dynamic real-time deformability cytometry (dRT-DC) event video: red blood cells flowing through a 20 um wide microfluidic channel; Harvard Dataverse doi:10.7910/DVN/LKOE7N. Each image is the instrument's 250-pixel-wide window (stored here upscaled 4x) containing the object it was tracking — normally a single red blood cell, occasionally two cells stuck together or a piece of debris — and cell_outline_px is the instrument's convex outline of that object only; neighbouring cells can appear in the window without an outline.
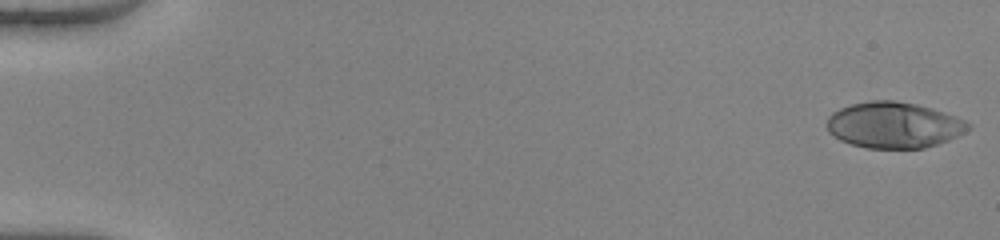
{"species": "human", "species_latin": "Homo sapiens", "temperature_condition": "warm", "stored_images_in_passage": 51, "camera_frame_rate_fps": 3000, "um_per_image_px": 0.085, "donor": {"sex": "female"}, "frame": {"image": 1, "passage_image": 1, "time_ms": 0.0, "image_size_px": [1000, 240], "cell_outline_px": [[972, 128], [948, 140], [924, 148], [868, 148], [852, 144], [840, 140], [832, 136], [828, 132], [828, 116], [832, 112], [840, 108], [852, 104], [872, 100], [892, 100], [916, 104], [932, 108], [956, 116], [972, 124]], "centroid_in_image_um": [75.98, 10.62], "position_along_channel_um": 9.0, "area_um2": 37.86}}
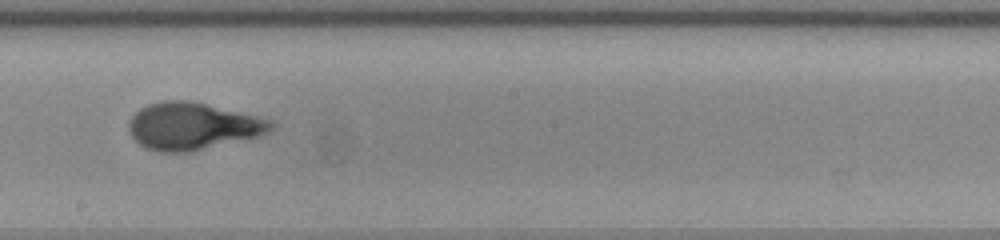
{"frame": {"image": 2, "passage_image": 30, "time_ms": 9.667, "image_size_px": [1000, 240], "cell_outline_px": [[276, 128], [268, 132], [256, 136], [188, 152], [160, 152], [148, 148], [140, 144], [132, 136], [128, 128], [128, 120], [140, 108], [148, 104], [160, 100], [188, 100], [256, 116], [272, 120], [276, 124]], "centroid_in_image_um": [16.34, 10.71], "position_along_channel_um": 231.9, "area_um2": 38.67}}
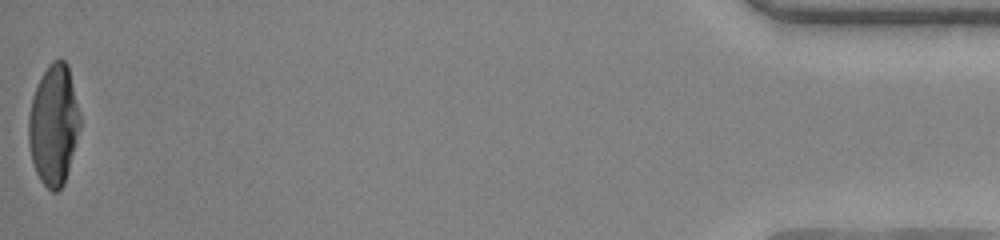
{"frame": {"image": 3, "passage_image": 51, "time_ms": 16.667, "image_size_px": [1000, 240], "cell_outline_px": [[80, 128], [68, 172], [64, 184], [56, 192], [52, 192], [40, 180], [36, 172], [32, 160], [28, 144], [28, 116], [32, 96], [40, 76], [48, 64], [52, 60], [64, 60], [68, 64], [80, 112]], "centroid_in_image_um": [4.56, 10.59], "position_along_channel_um": 430.6, "area_um2": 36.47}, "authors_computed_cell_mechanics": {"area_um2": 37.3966, "velocity_mm_per_s": 4.0978, "shape_relaxation_time_tau1_ms": 6.1325, "shape_relaxation_time_tau2_ms": null, "deformation_change_tau1": 0.3324, "deformation_change_tau2": null}}